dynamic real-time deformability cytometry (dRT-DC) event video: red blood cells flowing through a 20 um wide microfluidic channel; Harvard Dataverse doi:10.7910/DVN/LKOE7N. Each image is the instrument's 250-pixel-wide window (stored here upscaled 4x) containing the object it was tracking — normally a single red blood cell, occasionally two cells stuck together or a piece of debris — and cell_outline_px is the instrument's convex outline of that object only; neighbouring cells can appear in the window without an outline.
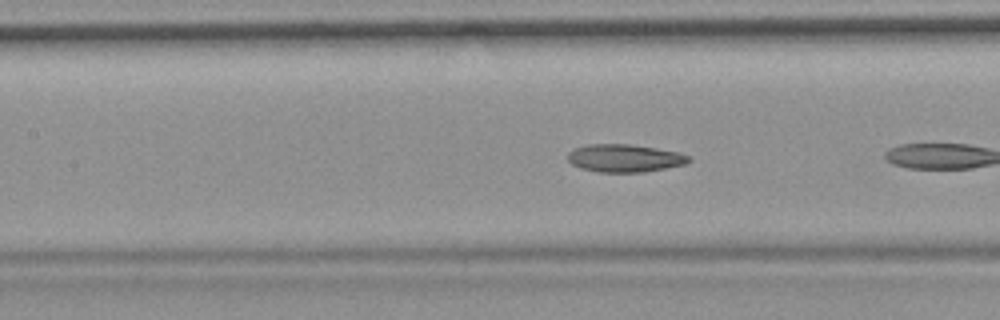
{"species": "common noctule bat (a hibernating species)", "species_latin": "Nyctalus noctula", "temperature_condition": "room temperature", "stored_images_in_passage": 8, "camera_frame_rate_fps": 3000, "um_per_image_px": 0.085, "animal": {"sex": "female", "body_mass_g": 19.9}, "frame": {"image": 1, "passage_image": 7, "time_ms": 2.0, "image_size_px": [1000, 320], "cell_outline_px": [[692, 160], [688, 164], [644, 172], [596, 172], [580, 168], [572, 164], [568, 160], [568, 152], [576, 148], [588, 144], [628, 144], [656, 148], [680, 152], [688, 156]], "centroid_in_image_um": [53.12, 13.45], "position_along_channel_um": 154.3, "area_um2": 19.71}}